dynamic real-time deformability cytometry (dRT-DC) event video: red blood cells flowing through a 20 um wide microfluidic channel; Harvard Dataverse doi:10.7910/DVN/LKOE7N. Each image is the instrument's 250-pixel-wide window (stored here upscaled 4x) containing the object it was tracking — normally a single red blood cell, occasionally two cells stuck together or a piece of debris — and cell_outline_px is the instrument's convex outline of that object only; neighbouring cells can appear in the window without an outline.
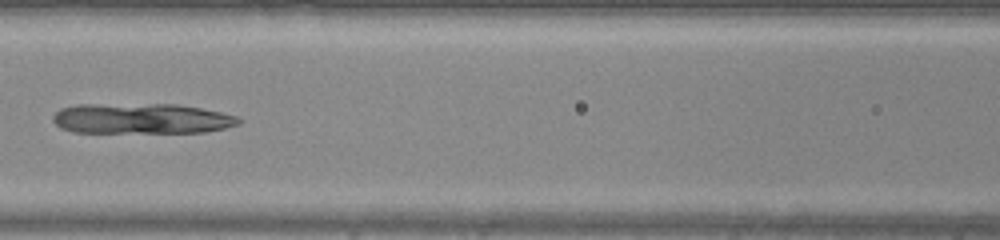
{"species": "common noctule bat (a hibernating species)", "species_latin": "Nyctalus noctula", "temperature_condition": "warm", "stored_images_in_passage": 30, "camera_frame_rate_fps": 3000, "um_per_image_px": 0.085, "animal": {"sex": "male", "body_mass_g": 20.0, "forearm_length_mm": 53.3}, "frame": {"image": 1, "passage_image": 9, "time_ms": 2.667, "image_size_px": [1000, 240], "cell_outline_px": [[244, 120], [240, 124], [224, 128], [204, 132], [72, 132], [60, 128], [52, 120], [52, 116], [60, 108], [76, 104], [176, 104], [200, 108], [220, 112], [236, 116]], "centroid_in_image_um": [12.0, 10.07], "position_along_channel_um": 154.6, "area_um2": 33.06}}
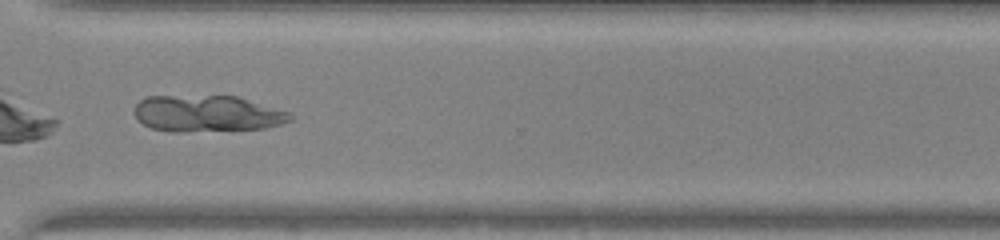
{"frame": {"image": 2, "passage_image": 22, "time_ms": 7.0, "image_size_px": [1000, 240], "cell_outline_px": [[292, 120], [280, 124], [264, 128], [184, 132], [168, 132], [152, 128], [144, 124], [136, 116], [136, 104], [140, 100], [148, 96], [236, 96], [292, 112]], "centroid_in_image_um": [17.64, 9.66], "position_along_channel_um": 353.0, "area_um2": 33.06}}